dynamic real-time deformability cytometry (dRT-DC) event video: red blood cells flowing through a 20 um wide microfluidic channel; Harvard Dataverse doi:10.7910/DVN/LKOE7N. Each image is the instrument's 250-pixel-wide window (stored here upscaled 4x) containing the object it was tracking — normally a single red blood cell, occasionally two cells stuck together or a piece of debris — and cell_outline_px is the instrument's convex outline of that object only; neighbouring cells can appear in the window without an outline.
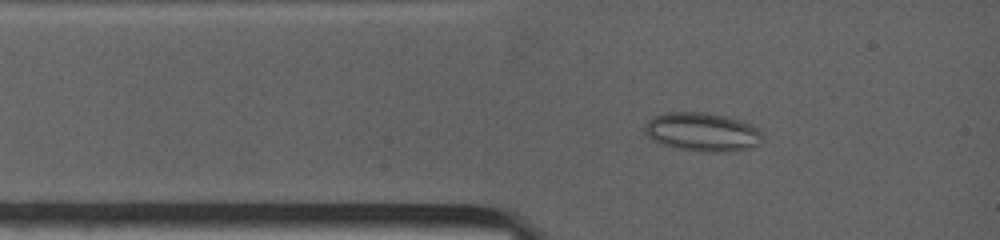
{"species": "common noctule bat (a hibernating species)", "species_latin": "Nyctalus noctula", "temperature_condition": "warm", "stored_images_in_passage": 42, "camera_frame_rate_fps": 4500, "um_per_image_px": 0.085, "animal": {"sex": "female", "body_mass_g": 19.0, "forearm_length_mm": 53.3}, "frame": {"image": 1, "passage_image": 12, "time_ms": 1.333, "image_size_px": [1000, 240], "cell_outline_px": [[760, 144], [752, 148], [736, 152], [700, 152], [656, 144], [644, 132], [644, 128], [648, 120], [664, 112], [708, 112], [744, 120], [760, 128]], "centroid_in_image_um": [59.72, 11.23], "position_along_channel_um": 25.3, "area_um2": 27.22}}
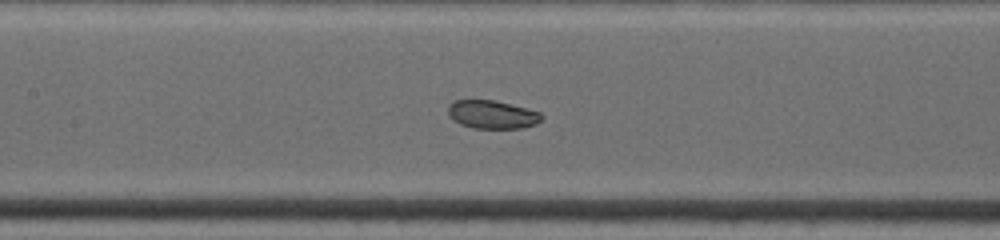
{"frame": {"image": 2, "passage_image": 31, "time_ms": 5.111, "image_size_px": [1000, 240], "cell_outline_px": [[544, 116], [536, 124], [520, 128], [472, 128], [460, 124], [452, 120], [448, 116], [448, 104], [456, 100], [496, 100], [540, 112]], "centroid_in_image_um": [41.8, 9.73], "position_along_channel_um": 165.6, "area_um2": 15.49}}
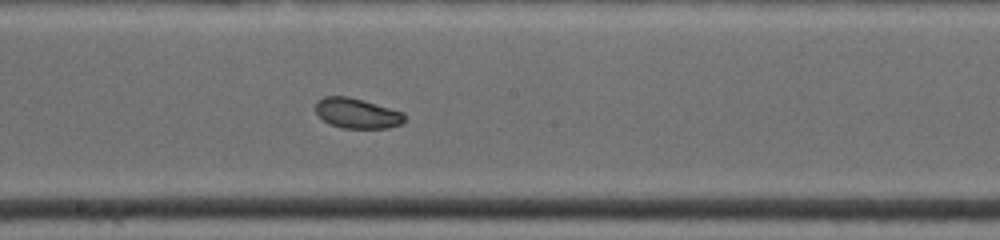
{"frame": {"image": 3, "passage_image": 37, "time_ms": 6.444, "image_size_px": [1000, 240], "cell_outline_px": [[404, 120], [400, 124], [388, 128], [344, 128], [328, 124], [316, 112], [316, 100], [324, 96], [348, 96], [404, 112]], "centroid_in_image_um": [30.32, 9.62], "position_along_channel_um": 217.9, "area_um2": 15.55}}